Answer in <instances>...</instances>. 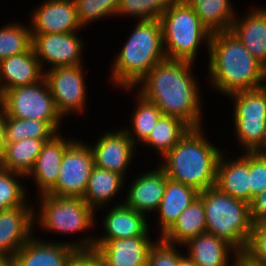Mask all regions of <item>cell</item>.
Here are the masks:
<instances>
[{
  "mask_svg": "<svg viewBox=\"0 0 266 266\" xmlns=\"http://www.w3.org/2000/svg\"><path fill=\"white\" fill-rule=\"evenodd\" d=\"M57 132L45 121L19 119L6 115V142H17L26 138L50 140Z\"/></svg>",
  "mask_w": 266,
  "mask_h": 266,
  "instance_id": "33",
  "label": "cell"
},
{
  "mask_svg": "<svg viewBox=\"0 0 266 266\" xmlns=\"http://www.w3.org/2000/svg\"><path fill=\"white\" fill-rule=\"evenodd\" d=\"M211 32L230 31L237 15L231 0H185Z\"/></svg>",
  "mask_w": 266,
  "mask_h": 266,
  "instance_id": "28",
  "label": "cell"
},
{
  "mask_svg": "<svg viewBox=\"0 0 266 266\" xmlns=\"http://www.w3.org/2000/svg\"><path fill=\"white\" fill-rule=\"evenodd\" d=\"M250 202L266 190V152H249Z\"/></svg>",
  "mask_w": 266,
  "mask_h": 266,
  "instance_id": "39",
  "label": "cell"
},
{
  "mask_svg": "<svg viewBox=\"0 0 266 266\" xmlns=\"http://www.w3.org/2000/svg\"><path fill=\"white\" fill-rule=\"evenodd\" d=\"M225 154H221L217 164L215 187L250 204L249 152L232 158Z\"/></svg>",
  "mask_w": 266,
  "mask_h": 266,
  "instance_id": "21",
  "label": "cell"
},
{
  "mask_svg": "<svg viewBox=\"0 0 266 266\" xmlns=\"http://www.w3.org/2000/svg\"><path fill=\"white\" fill-rule=\"evenodd\" d=\"M48 140L26 138L17 142H6L0 167L27 175Z\"/></svg>",
  "mask_w": 266,
  "mask_h": 266,
  "instance_id": "29",
  "label": "cell"
},
{
  "mask_svg": "<svg viewBox=\"0 0 266 266\" xmlns=\"http://www.w3.org/2000/svg\"><path fill=\"white\" fill-rule=\"evenodd\" d=\"M238 13L232 23L231 31L264 66L266 64V6H252L243 17Z\"/></svg>",
  "mask_w": 266,
  "mask_h": 266,
  "instance_id": "23",
  "label": "cell"
},
{
  "mask_svg": "<svg viewBox=\"0 0 266 266\" xmlns=\"http://www.w3.org/2000/svg\"><path fill=\"white\" fill-rule=\"evenodd\" d=\"M5 121H6V113L3 106L0 104V161L2 159L6 145Z\"/></svg>",
  "mask_w": 266,
  "mask_h": 266,
  "instance_id": "42",
  "label": "cell"
},
{
  "mask_svg": "<svg viewBox=\"0 0 266 266\" xmlns=\"http://www.w3.org/2000/svg\"><path fill=\"white\" fill-rule=\"evenodd\" d=\"M168 176L158 165L148 169L132 180L126 190L124 199L121 200L127 207L147 216L155 213L163 198Z\"/></svg>",
  "mask_w": 266,
  "mask_h": 266,
  "instance_id": "16",
  "label": "cell"
},
{
  "mask_svg": "<svg viewBox=\"0 0 266 266\" xmlns=\"http://www.w3.org/2000/svg\"><path fill=\"white\" fill-rule=\"evenodd\" d=\"M101 134L95 143H89L94 155L95 166L127 178L126 172H129V166L132 167L134 157L138 153L136 145L128 137L123 127Z\"/></svg>",
  "mask_w": 266,
  "mask_h": 266,
  "instance_id": "13",
  "label": "cell"
},
{
  "mask_svg": "<svg viewBox=\"0 0 266 266\" xmlns=\"http://www.w3.org/2000/svg\"><path fill=\"white\" fill-rule=\"evenodd\" d=\"M166 59L194 62L202 44L209 53L211 32L185 0H177L159 18Z\"/></svg>",
  "mask_w": 266,
  "mask_h": 266,
  "instance_id": "7",
  "label": "cell"
},
{
  "mask_svg": "<svg viewBox=\"0 0 266 266\" xmlns=\"http://www.w3.org/2000/svg\"><path fill=\"white\" fill-rule=\"evenodd\" d=\"M103 217V234L95 236L93 245H102L107 240L122 239L138 236H152L149 218L124 203L107 207Z\"/></svg>",
  "mask_w": 266,
  "mask_h": 266,
  "instance_id": "17",
  "label": "cell"
},
{
  "mask_svg": "<svg viewBox=\"0 0 266 266\" xmlns=\"http://www.w3.org/2000/svg\"><path fill=\"white\" fill-rule=\"evenodd\" d=\"M178 266H197L186 254L180 259Z\"/></svg>",
  "mask_w": 266,
  "mask_h": 266,
  "instance_id": "44",
  "label": "cell"
},
{
  "mask_svg": "<svg viewBox=\"0 0 266 266\" xmlns=\"http://www.w3.org/2000/svg\"><path fill=\"white\" fill-rule=\"evenodd\" d=\"M204 131V126L190 128L160 159L162 163H157L168 178L194 187L199 192L215 186L217 164L221 154L226 152L211 143Z\"/></svg>",
  "mask_w": 266,
  "mask_h": 266,
  "instance_id": "3",
  "label": "cell"
},
{
  "mask_svg": "<svg viewBox=\"0 0 266 266\" xmlns=\"http://www.w3.org/2000/svg\"><path fill=\"white\" fill-rule=\"evenodd\" d=\"M0 266H15L13 256L0 255Z\"/></svg>",
  "mask_w": 266,
  "mask_h": 266,
  "instance_id": "43",
  "label": "cell"
},
{
  "mask_svg": "<svg viewBox=\"0 0 266 266\" xmlns=\"http://www.w3.org/2000/svg\"><path fill=\"white\" fill-rule=\"evenodd\" d=\"M84 68V64H80L55 67L44 72L55 106L64 119L70 114L86 113L88 92Z\"/></svg>",
  "mask_w": 266,
  "mask_h": 266,
  "instance_id": "10",
  "label": "cell"
},
{
  "mask_svg": "<svg viewBox=\"0 0 266 266\" xmlns=\"http://www.w3.org/2000/svg\"><path fill=\"white\" fill-rule=\"evenodd\" d=\"M189 130L190 127L181 119L162 115L141 146H148V149L150 147L162 158Z\"/></svg>",
  "mask_w": 266,
  "mask_h": 266,
  "instance_id": "30",
  "label": "cell"
},
{
  "mask_svg": "<svg viewBox=\"0 0 266 266\" xmlns=\"http://www.w3.org/2000/svg\"><path fill=\"white\" fill-rule=\"evenodd\" d=\"M181 247L183 246L169 244L158 237L150 248L147 266H178L185 255V252L182 254Z\"/></svg>",
  "mask_w": 266,
  "mask_h": 266,
  "instance_id": "37",
  "label": "cell"
},
{
  "mask_svg": "<svg viewBox=\"0 0 266 266\" xmlns=\"http://www.w3.org/2000/svg\"><path fill=\"white\" fill-rule=\"evenodd\" d=\"M59 132L46 141L26 179L31 178L37 190L36 196L49 193L56 185L65 150L77 139L66 138Z\"/></svg>",
  "mask_w": 266,
  "mask_h": 266,
  "instance_id": "15",
  "label": "cell"
},
{
  "mask_svg": "<svg viewBox=\"0 0 266 266\" xmlns=\"http://www.w3.org/2000/svg\"><path fill=\"white\" fill-rule=\"evenodd\" d=\"M94 166V155L88 142L76 139L63 154L57 183L49 194L83 198Z\"/></svg>",
  "mask_w": 266,
  "mask_h": 266,
  "instance_id": "11",
  "label": "cell"
},
{
  "mask_svg": "<svg viewBox=\"0 0 266 266\" xmlns=\"http://www.w3.org/2000/svg\"><path fill=\"white\" fill-rule=\"evenodd\" d=\"M177 0H119L115 17H133L137 21L159 19Z\"/></svg>",
  "mask_w": 266,
  "mask_h": 266,
  "instance_id": "35",
  "label": "cell"
},
{
  "mask_svg": "<svg viewBox=\"0 0 266 266\" xmlns=\"http://www.w3.org/2000/svg\"><path fill=\"white\" fill-rule=\"evenodd\" d=\"M207 72L215 92L232 93L264 87V66L230 31L211 34Z\"/></svg>",
  "mask_w": 266,
  "mask_h": 266,
  "instance_id": "2",
  "label": "cell"
},
{
  "mask_svg": "<svg viewBox=\"0 0 266 266\" xmlns=\"http://www.w3.org/2000/svg\"><path fill=\"white\" fill-rule=\"evenodd\" d=\"M137 97V98H136ZM136 108L134 107L130 127L123 126L128 137L138 146L143 143L155 127L159 118L163 115L160 109L152 102L143 98L136 92Z\"/></svg>",
  "mask_w": 266,
  "mask_h": 266,
  "instance_id": "31",
  "label": "cell"
},
{
  "mask_svg": "<svg viewBox=\"0 0 266 266\" xmlns=\"http://www.w3.org/2000/svg\"><path fill=\"white\" fill-rule=\"evenodd\" d=\"M151 236L107 240L93 245L104 266H147L148 254L156 242Z\"/></svg>",
  "mask_w": 266,
  "mask_h": 266,
  "instance_id": "19",
  "label": "cell"
},
{
  "mask_svg": "<svg viewBox=\"0 0 266 266\" xmlns=\"http://www.w3.org/2000/svg\"><path fill=\"white\" fill-rule=\"evenodd\" d=\"M78 20L84 29L98 20L115 17L119 0H74ZM105 17V18H104ZM96 20V21H95Z\"/></svg>",
  "mask_w": 266,
  "mask_h": 266,
  "instance_id": "36",
  "label": "cell"
},
{
  "mask_svg": "<svg viewBox=\"0 0 266 266\" xmlns=\"http://www.w3.org/2000/svg\"><path fill=\"white\" fill-rule=\"evenodd\" d=\"M44 78V71L33 48L0 60V96L9 89L36 84Z\"/></svg>",
  "mask_w": 266,
  "mask_h": 266,
  "instance_id": "24",
  "label": "cell"
},
{
  "mask_svg": "<svg viewBox=\"0 0 266 266\" xmlns=\"http://www.w3.org/2000/svg\"><path fill=\"white\" fill-rule=\"evenodd\" d=\"M127 179L115 172L94 166L88 180L87 188L82 198L96 213L106 207L122 204L117 201L118 194L125 190ZM124 188V189H123ZM113 200H116L114 202ZM110 204V205H109Z\"/></svg>",
  "mask_w": 266,
  "mask_h": 266,
  "instance_id": "25",
  "label": "cell"
},
{
  "mask_svg": "<svg viewBox=\"0 0 266 266\" xmlns=\"http://www.w3.org/2000/svg\"><path fill=\"white\" fill-rule=\"evenodd\" d=\"M32 48L31 28L28 24L10 22L0 28V60L29 51Z\"/></svg>",
  "mask_w": 266,
  "mask_h": 266,
  "instance_id": "32",
  "label": "cell"
},
{
  "mask_svg": "<svg viewBox=\"0 0 266 266\" xmlns=\"http://www.w3.org/2000/svg\"><path fill=\"white\" fill-rule=\"evenodd\" d=\"M66 266H104L100 257L92 251H77Z\"/></svg>",
  "mask_w": 266,
  "mask_h": 266,
  "instance_id": "41",
  "label": "cell"
},
{
  "mask_svg": "<svg viewBox=\"0 0 266 266\" xmlns=\"http://www.w3.org/2000/svg\"><path fill=\"white\" fill-rule=\"evenodd\" d=\"M234 102L233 130L242 152H266V86L227 96Z\"/></svg>",
  "mask_w": 266,
  "mask_h": 266,
  "instance_id": "8",
  "label": "cell"
},
{
  "mask_svg": "<svg viewBox=\"0 0 266 266\" xmlns=\"http://www.w3.org/2000/svg\"><path fill=\"white\" fill-rule=\"evenodd\" d=\"M198 196L199 191L194 187L168 178L163 198L155 212L159 230L157 237H161Z\"/></svg>",
  "mask_w": 266,
  "mask_h": 266,
  "instance_id": "26",
  "label": "cell"
},
{
  "mask_svg": "<svg viewBox=\"0 0 266 266\" xmlns=\"http://www.w3.org/2000/svg\"><path fill=\"white\" fill-rule=\"evenodd\" d=\"M32 11L29 14L31 33H70L83 30L74 0H44Z\"/></svg>",
  "mask_w": 266,
  "mask_h": 266,
  "instance_id": "14",
  "label": "cell"
},
{
  "mask_svg": "<svg viewBox=\"0 0 266 266\" xmlns=\"http://www.w3.org/2000/svg\"><path fill=\"white\" fill-rule=\"evenodd\" d=\"M264 84L266 86V64L264 65Z\"/></svg>",
  "mask_w": 266,
  "mask_h": 266,
  "instance_id": "46",
  "label": "cell"
},
{
  "mask_svg": "<svg viewBox=\"0 0 266 266\" xmlns=\"http://www.w3.org/2000/svg\"><path fill=\"white\" fill-rule=\"evenodd\" d=\"M111 65L110 83L116 89L134 88L166 59L159 19L137 21Z\"/></svg>",
  "mask_w": 266,
  "mask_h": 266,
  "instance_id": "4",
  "label": "cell"
},
{
  "mask_svg": "<svg viewBox=\"0 0 266 266\" xmlns=\"http://www.w3.org/2000/svg\"><path fill=\"white\" fill-rule=\"evenodd\" d=\"M0 104L7 116L47 122L57 133L61 132L64 118L58 112L46 79L36 84L6 90Z\"/></svg>",
  "mask_w": 266,
  "mask_h": 266,
  "instance_id": "9",
  "label": "cell"
},
{
  "mask_svg": "<svg viewBox=\"0 0 266 266\" xmlns=\"http://www.w3.org/2000/svg\"><path fill=\"white\" fill-rule=\"evenodd\" d=\"M250 216L252 224L266 222V190L250 202Z\"/></svg>",
  "mask_w": 266,
  "mask_h": 266,
  "instance_id": "40",
  "label": "cell"
},
{
  "mask_svg": "<svg viewBox=\"0 0 266 266\" xmlns=\"http://www.w3.org/2000/svg\"><path fill=\"white\" fill-rule=\"evenodd\" d=\"M235 266H257L248 261L243 255H240Z\"/></svg>",
  "mask_w": 266,
  "mask_h": 266,
  "instance_id": "45",
  "label": "cell"
},
{
  "mask_svg": "<svg viewBox=\"0 0 266 266\" xmlns=\"http://www.w3.org/2000/svg\"><path fill=\"white\" fill-rule=\"evenodd\" d=\"M194 67V62L165 59L156 64L134 88L121 90L137 91L154 103L163 115L181 119L190 128L203 127L202 88L198 77L194 76Z\"/></svg>",
  "mask_w": 266,
  "mask_h": 266,
  "instance_id": "1",
  "label": "cell"
},
{
  "mask_svg": "<svg viewBox=\"0 0 266 266\" xmlns=\"http://www.w3.org/2000/svg\"><path fill=\"white\" fill-rule=\"evenodd\" d=\"M242 255L257 266H266V222L252 225L251 236Z\"/></svg>",
  "mask_w": 266,
  "mask_h": 266,
  "instance_id": "38",
  "label": "cell"
},
{
  "mask_svg": "<svg viewBox=\"0 0 266 266\" xmlns=\"http://www.w3.org/2000/svg\"><path fill=\"white\" fill-rule=\"evenodd\" d=\"M35 234L13 256L15 266H66L77 252L71 245Z\"/></svg>",
  "mask_w": 266,
  "mask_h": 266,
  "instance_id": "20",
  "label": "cell"
},
{
  "mask_svg": "<svg viewBox=\"0 0 266 266\" xmlns=\"http://www.w3.org/2000/svg\"><path fill=\"white\" fill-rule=\"evenodd\" d=\"M206 232L204 204L198 196L160 238L169 244L183 246L190 239Z\"/></svg>",
  "mask_w": 266,
  "mask_h": 266,
  "instance_id": "27",
  "label": "cell"
},
{
  "mask_svg": "<svg viewBox=\"0 0 266 266\" xmlns=\"http://www.w3.org/2000/svg\"><path fill=\"white\" fill-rule=\"evenodd\" d=\"M183 248L197 266H235L241 255L227 241L207 232L190 239Z\"/></svg>",
  "mask_w": 266,
  "mask_h": 266,
  "instance_id": "22",
  "label": "cell"
},
{
  "mask_svg": "<svg viewBox=\"0 0 266 266\" xmlns=\"http://www.w3.org/2000/svg\"><path fill=\"white\" fill-rule=\"evenodd\" d=\"M22 179L26 176L0 167V211L25 205L31 199Z\"/></svg>",
  "mask_w": 266,
  "mask_h": 266,
  "instance_id": "34",
  "label": "cell"
},
{
  "mask_svg": "<svg viewBox=\"0 0 266 266\" xmlns=\"http://www.w3.org/2000/svg\"><path fill=\"white\" fill-rule=\"evenodd\" d=\"M35 200L39 201V205L33 207L34 230L35 226L39 225L41 231L56 235L72 236L86 232L84 237H79L77 240L75 238L74 241L62 242L73 246L77 251L93 250L95 235H90L89 231L97 227L98 218L95 211L82 198L59 197L47 193L37 196Z\"/></svg>",
  "mask_w": 266,
  "mask_h": 266,
  "instance_id": "5",
  "label": "cell"
},
{
  "mask_svg": "<svg viewBox=\"0 0 266 266\" xmlns=\"http://www.w3.org/2000/svg\"><path fill=\"white\" fill-rule=\"evenodd\" d=\"M78 32L80 31L31 33L32 48L44 72L55 67L85 64L82 63L84 61L82 57L85 42L81 36H78L80 34Z\"/></svg>",
  "mask_w": 266,
  "mask_h": 266,
  "instance_id": "12",
  "label": "cell"
},
{
  "mask_svg": "<svg viewBox=\"0 0 266 266\" xmlns=\"http://www.w3.org/2000/svg\"><path fill=\"white\" fill-rule=\"evenodd\" d=\"M199 196L204 204L207 233L227 241L242 255L252 232L250 204L215 186L200 191Z\"/></svg>",
  "mask_w": 266,
  "mask_h": 266,
  "instance_id": "6",
  "label": "cell"
},
{
  "mask_svg": "<svg viewBox=\"0 0 266 266\" xmlns=\"http://www.w3.org/2000/svg\"><path fill=\"white\" fill-rule=\"evenodd\" d=\"M34 204L0 211V255L14 256L34 235Z\"/></svg>",
  "mask_w": 266,
  "mask_h": 266,
  "instance_id": "18",
  "label": "cell"
}]
</instances>
